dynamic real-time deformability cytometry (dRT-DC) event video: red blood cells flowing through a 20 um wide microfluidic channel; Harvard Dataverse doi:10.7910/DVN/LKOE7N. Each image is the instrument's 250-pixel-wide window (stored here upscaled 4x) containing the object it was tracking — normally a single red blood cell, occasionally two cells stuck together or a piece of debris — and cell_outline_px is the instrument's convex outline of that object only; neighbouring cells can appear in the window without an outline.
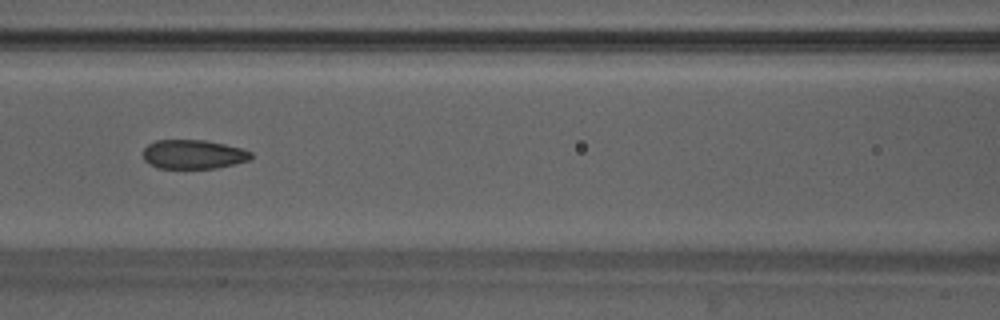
{"species": "Egyptian fruit bat (a non-hibernating species)", "species_latin": "Rousettus aegyptiacus", "temperature_condition": "warm", "stored_images_in_passage": 22, "camera_frame_rate_fps": 3000, "um_per_image_px": 0.085, "animal": {"sex": "male"}, "frame": {"image": 1, "passage_image": 10, "time_ms": 3.0, "image_size_px": [1000, 320], "cell_outline_px": [[252, 156], [248, 160], [216, 168], [156, 168], [144, 160], [144, 148], [148, 144], [156, 140], [204, 140], [224, 144], [240, 148], [252, 152]], "centroid_in_image_um": [16.4, 13.11], "position_along_channel_um": 150.2, "area_um2": 18.15}}
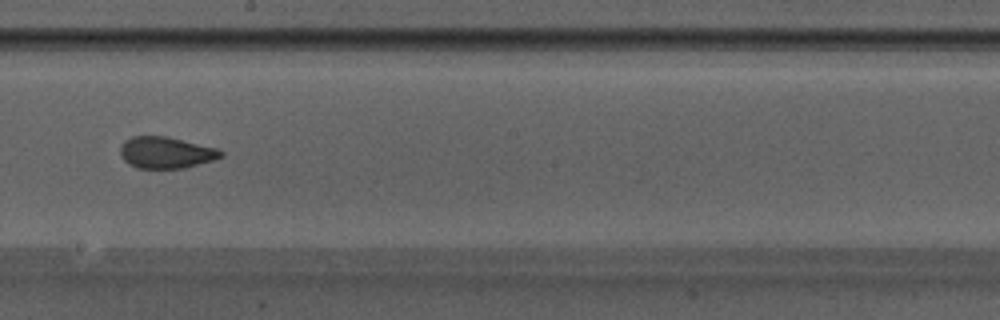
{"frame": {"image": 2, "passage_image": 16, "time_ms": 5.0, "image_size_px": [1000, 320], "cell_outline_px": [[224, 156], [212, 160], [184, 168], [136, 168], [128, 164], [120, 156], [120, 144], [124, 140], [132, 136], [168, 136], [216, 148], [224, 152]], "centroid_in_image_um": [14.07, 12.96], "position_along_channel_um": 234.1, "area_um2": 18.61}}